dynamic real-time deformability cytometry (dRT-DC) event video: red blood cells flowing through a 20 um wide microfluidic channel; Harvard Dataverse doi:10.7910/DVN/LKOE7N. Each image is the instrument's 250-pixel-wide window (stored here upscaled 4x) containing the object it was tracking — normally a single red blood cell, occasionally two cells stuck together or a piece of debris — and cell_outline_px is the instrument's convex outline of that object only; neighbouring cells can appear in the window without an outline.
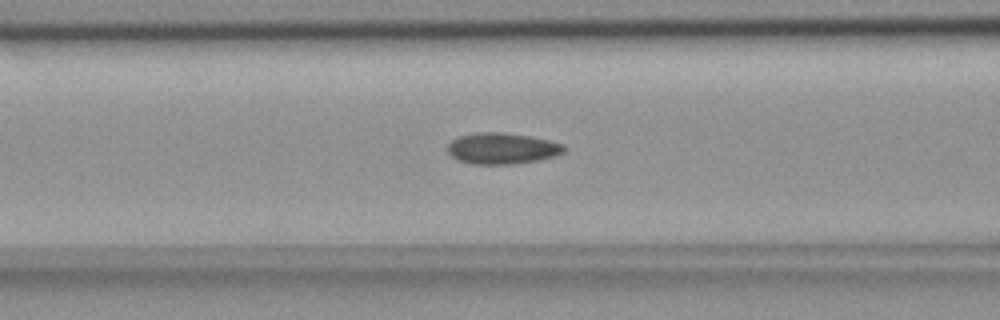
{"species": "common noctule bat (a hibernating species)", "species_latin": "Nyctalus noctula", "temperature_condition": "room temperature", "stored_images_in_passage": 54, "camera_frame_rate_fps": 3000, "um_per_image_px": 0.085, "animal": {"sex": "female", "body_mass_g": 18.4}, "frame": {"image": 1, "passage_image": 21, "time_ms": 6.667, "image_size_px": [1000, 320], "cell_outline_px": [[568, 148], [564, 152], [556, 156], [536, 160], [512, 164], [472, 164], [456, 160], [448, 152], [448, 144], [452, 140], [460, 136], [480, 132], [504, 132], [532, 136], [564, 144]], "centroid_in_image_um": [42.7, 12.61], "position_along_channel_um": 123.9, "area_um2": 21.27}}
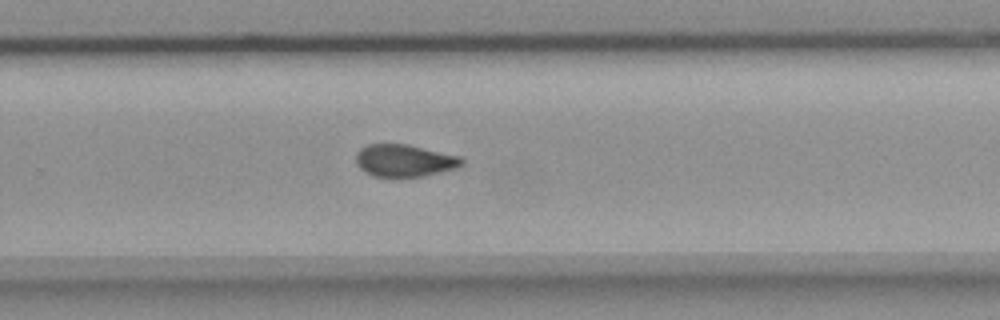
{"frame": {"image": 2, "passage_image": 35, "time_ms": 11.333, "image_size_px": [1000, 320], "cell_outline_px": [[464, 164], [456, 168], [424, 176], [392, 180], [372, 176], [364, 172], [356, 164], [356, 152], [360, 148], [368, 144], [408, 144], [460, 156], [464, 160]], "centroid_in_image_um": [34.34, 13.69], "position_along_channel_um": 295.5, "area_um2": 20.69}}
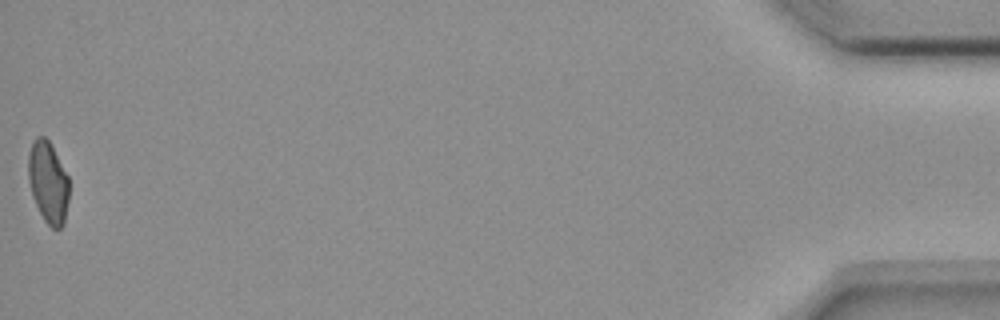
{"frame": {"image": 3, "passage_image": 54, "time_ms": 17.667, "image_size_px": [1000, 320], "cell_outline_px": [[68, 200], [64, 224], [60, 228], [52, 228], [44, 220], [32, 196], [28, 180], [28, 152], [32, 140], [36, 136], [44, 136], [48, 140], [68, 176]], "centroid_in_image_um": [4.07, 15.47], "position_along_channel_um": 431.1, "area_um2": 19.36}, "authors_computed_cell_mechanics": {"area_um2": 20.519, "velocity_mm_per_s": 3.6858, "shape_relaxation_time_tau1_ms": null, "shape_relaxation_time_tau2_ms": 3.186, "deformation_change_tau1": null, "deformation_change_tau2": 0.0805}}